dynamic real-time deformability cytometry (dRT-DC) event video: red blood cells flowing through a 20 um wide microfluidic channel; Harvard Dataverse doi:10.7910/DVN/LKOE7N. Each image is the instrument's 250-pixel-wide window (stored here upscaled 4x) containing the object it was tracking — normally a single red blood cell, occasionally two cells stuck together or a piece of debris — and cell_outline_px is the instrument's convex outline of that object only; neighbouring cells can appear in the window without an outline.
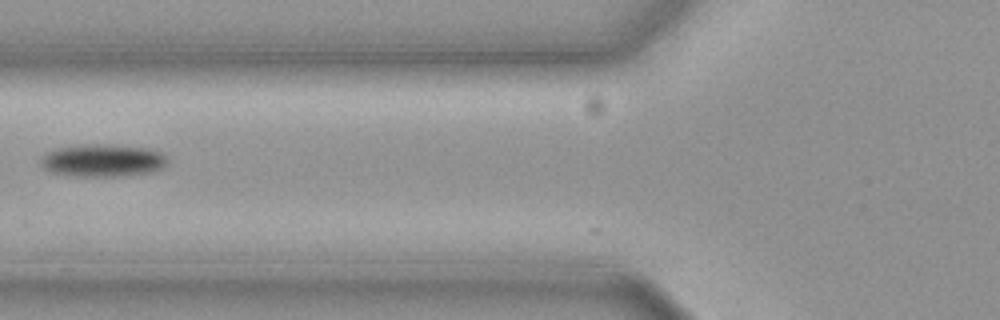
{"species": "common noctule bat (a hibernating species)", "species_latin": "Nyctalus noctula", "temperature_condition": "cold", "stored_images_in_passage": 12, "camera_frame_rate_fps": 3000, "um_per_image_px": 0.085, "animal": {"sex": "female", "body_mass_g": 19.3, "forearm_length_mm": 54.1}, "frame": {"image": 1, "passage_image": 7, "time_ms": 2.0, "image_size_px": [1000, 320], "cell_outline_px": [[168, 160], [164, 168], [152, 172], [120, 176], [72, 176], [48, 172], [40, 168], [40, 156], [44, 152], [52, 148], [72, 144], [120, 144], [152, 148], [168, 156]], "centroid_in_image_um": [8.67, 13.61], "position_along_channel_um": 117.1, "area_um2": 25.26}}
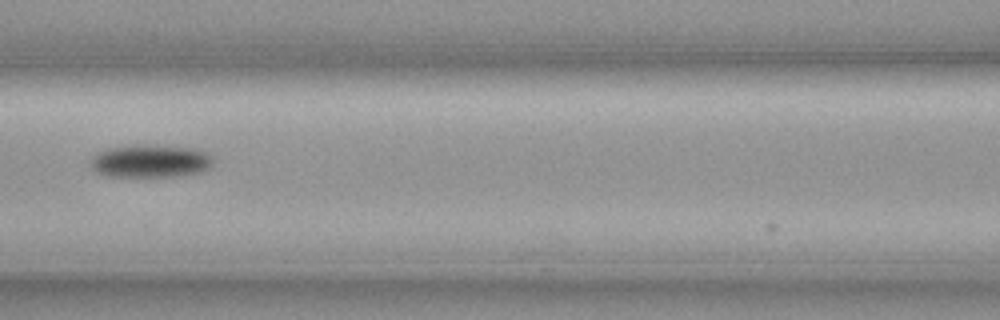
{"frame": {"image": 2, "passage_image": 10, "time_ms": 3.0, "image_size_px": [1000, 320], "cell_outline_px": [[216, 160], [212, 168], [200, 172], [180, 176], [104, 176], [88, 168], [88, 160], [96, 152], [120, 144], [172, 144], [200, 148], [208, 152]], "centroid_in_image_um": [12.8, 13.64], "position_along_channel_um": 153.8, "area_um2": 25.14}}